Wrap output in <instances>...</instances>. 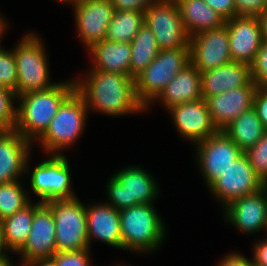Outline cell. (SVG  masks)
I'll return each mask as SVG.
<instances>
[{"instance_id": "obj_1", "label": "cell", "mask_w": 267, "mask_h": 266, "mask_svg": "<svg viewBox=\"0 0 267 266\" xmlns=\"http://www.w3.org/2000/svg\"><path fill=\"white\" fill-rule=\"evenodd\" d=\"M74 81L88 112L93 110L107 116L146 112V108L138 101L135 80L130 75L89 70L87 76L76 77Z\"/></svg>"}, {"instance_id": "obj_2", "label": "cell", "mask_w": 267, "mask_h": 266, "mask_svg": "<svg viewBox=\"0 0 267 266\" xmlns=\"http://www.w3.org/2000/svg\"><path fill=\"white\" fill-rule=\"evenodd\" d=\"M76 90L74 78L59 81L50 89L17 96L15 130L32 144L46 131L61 104Z\"/></svg>"}, {"instance_id": "obj_3", "label": "cell", "mask_w": 267, "mask_h": 266, "mask_svg": "<svg viewBox=\"0 0 267 266\" xmlns=\"http://www.w3.org/2000/svg\"><path fill=\"white\" fill-rule=\"evenodd\" d=\"M119 213L123 251L151 254L159 250L167 235L166 224L154 204H137Z\"/></svg>"}, {"instance_id": "obj_4", "label": "cell", "mask_w": 267, "mask_h": 266, "mask_svg": "<svg viewBox=\"0 0 267 266\" xmlns=\"http://www.w3.org/2000/svg\"><path fill=\"white\" fill-rule=\"evenodd\" d=\"M89 113L85 100L75 90L61 104L46 131L33 146L38 142L45 154L64 155L63 150L73 147L83 134Z\"/></svg>"}, {"instance_id": "obj_5", "label": "cell", "mask_w": 267, "mask_h": 266, "mask_svg": "<svg viewBox=\"0 0 267 266\" xmlns=\"http://www.w3.org/2000/svg\"><path fill=\"white\" fill-rule=\"evenodd\" d=\"M45 48L42 38L34 32L22 35L12 48L17 68L16 96L50 89L57 84L50 81L49 57Z\"/></svg>"}, {"instance_id": "obj_6", "label": "cell", "mask_w": 267, "mask_h": 266, "mask_svg": "<svg viewBox=\"0 0 267 266\" xmlns=\"http://www.w3.org/2000/svg\"><path fill=\"white\" fill-rule=\"evenodd\" d=\"M157 179L149 171L132 165L117 171L107 181L106 203L116 210L137 204H154L160 193Z\"/></svg>"}, {"instance_id": "obj_7", "label": "cell", "mask_w": 267, "mask_h": 266, "mask_svg": "<svg viewBox=\"0 0 267 266\" xmlns=\"http://www.w3.org/2000/svg\"><path fill=\"white\" fill-rule=\"evenodd\" d=\"M190 63V48L160 50L151 64L134 79L138 101L147 108Z\"/></svg>"}, {"instance_id": "obj_8", "label": "cell", "mask_w": 267, "mask_h": 266, "mask_svg": "<svg viewBox=\"0 0 267 266\" xmlns=\"http://www.w3.org/2000/svg\"><path fill=\"white\" fill-rule=\"evenodd\" d=\"M29 159L30 156L25 164V176L29 174V187L39 197V202L77 197L71 186L70 162L66 155L49 154L34 169H30Z\"/></svg>"}, {"instance_id": "obj_9", "label": "cell", "mask_w": 267, "mask_h": 266, "mask_svg": "<svg viewBox=\"0 0 267 266\" xmlns=\"http://www.w3.org/2000/svg\"><path fill=\"white\" fill-rule=\"evenodd\" d=\"M56 225V250L60 252L90 248L87 236L86 206L78 196L44 202Z\"/></svg>"}, {"instance_id": "obj_10", "label": "cell", "mask_w": 267, "mask_h": 266, "mask_svg": "<svg viewBox=\"0 0 267 266\" xmlns=\"http://www.w3.org/2000/svg\"><path fill=\"white\" fill-rule=\"evenodd\" d=\"M145 23L160 50L190 48L176 0H156L145 10Z\"/></svg>"}, {"instance_id": "obj_11", "label": "cell", "mask_w": 267, "mask_h": 266, "mask_svg": "<svg viewBox=\"0 0 267 266\" xmlns=\"http://www.w3.org/2000/svg\"><path fill=\"white\" fill-rule=\"evenodd\" d=\"M198 168L209 188L244 152L223 131L195 144Z\"/></svg>"}, {"instance_id": "obj_12", "label": "cell", "mask_w": 267, "mask_h": 266, "mask_svg": "<svg viewBox=\"0 0 267 266\" xmlns=\"http://www.w3.org/2000/svg\"><path fill=\"white\" fill-rule=\"evenodd\" d=\"M265 186L255 174L248 157L242 154L208 189L223 209L231 201L257 193Z\"/></svg>"}, {"instance_id": "obj_13", "label": "cell", "mask_w": 267, "mask_h": 266, "mask_svg": "<svg viewBox=\"0 0 267 266\" xmlns=\"http://www.w3.org/2000/svg\"><path fill=\"white\" fill-rule=\"evenodd\" d=\"M73 7L78 38L87 50L93 44L105 40L108 25L114 14L111 0H75Z\"/></svg>"}, {"instance_id": "obj_14", "label": "cell", "mask_w": 267, "mask_h": 266, "mask_svg": "<svg viewBox=\"0 0 267 266\" xmlns=\"http://www.w3.org/2000/svg\"><path fill=\"white\" fill-rule=\"evenodd\" d=\"M191 64L200 73L231 62L228 28L203 31L189 38Z\"/></svg>"}, {"instance_id": "obj_15", "label": "cell", "mask_w": 267, "mask_h": 266, "mask_svg": "<svg viewBox=\"0 0 267 266\" xmlns=\"http://www.w3.org/2000/svg\"><path fill=\"white\" fill-rule=\"evenodd\" d=\"M223 218L243 234H267V186L257 193L239 197L223 208Z\"/></svg>"}, {"instance_id": "obj_16", "label": "cell", "mask_w": 267, "mask_h": 266, "mask_svg": "<svg viewBox=\"0 0 267 266\" xmlns=\"http://www.w3.org/2000/svg\"><path fill=\"white\" fill-rule=\"evenodd\" d=\"M56 225L49 207L42 203L36 210L25 245L16 253L21 265L50 259L56 252Z\"/></svg>"}, {"instance_id": "obj_17", "label": "cell", "mask_w": 267, "mask_h": 266, "mask_svg": "<svg viewBox=\"0 0 267 266\" xmlns=\"http://www.w3.org/2000/svg\"><path fill=\"white\" fill-rule=\"evenodd\" d=\"M167 112L171 115L180 137L190 140L193 145L206 140L218 131L212 122L205 99L173 106Z\"/></svg>"}, {"instance_id": "obj_18", "label": "cell", "mask_w": 267, "mask_h": 266, "mask_svg": "<svg viewBox=\"0 0 267 266\" xmlns=\"http://www.w3.org/2000/svg\"><path fill=\"white\" fill-rule=\"evenodd\" d=\"M231 61L251 65L262 42V28L257 16H235L226 21Z\"/></svg>"}, {"instance_id": "obj_19", "label": "cell", "mask_w": 267, "mask_h": 266, "mask_svg": "<svg viewBox=\"0 0 267 266\" xmlns=\"http://www.w3.org/2000/svg\"><path fill=\"white\" fill-rule=\"evenodd\" d=\"M258 85L252 81L246 87L234 88L206 99L212 122L218 130H223L254 104Z\"/></svg>"}, {"instance_id": "obj_20", "label": "cell", "mask_w": 267, "mask_h": 266, "mask_svg": "<svg viewBox=\"0 0 267 266\" xmlns=\"http://www.w3.org/2000/svg\"><path fill=\"white\" fill-rule=\"evenodd\" d=\"M32 146L15 129L0 130V184L17 181L25 175Z\"/></svg>"}, {"instance_id": "obj_21", "label": "cell", "mask_w": 267, "mask_h": 266, "mask_svg": "<svg viewBox=\"0 0 267 266\" xmlns=\"http://www.w3.org/2000/svg\"><path fill=\"white\" fill-rule=\"evenodd\" d=\"M87 236L89 247L96 240L123 250L120 213L108 203L86 204Z\"/></svg>"}, {"instance_id": "obj_22", "label": "cell", "mask_w": 267, "mask_h": 266, "mask_svg": "<svg viewBox=\"0 0 267 266\" xmlns=\"http://www.w3.org/2000/svg\"><path fill=\"white\" fill-rule=\"evenodd\" d=\"M200 75L202 98L205 100L234 88L246 87L252 82L251 66L241 62L231 61Z\"/></svg>"}, {"instance_id": "obj_23", "label": "cell", "mask_w": 267, "mask_h": 266, "mask_svg": "<svg viewBox=\"0 0 267 266\" xmlns=\"http://www.w3.org/2000/svg\"><path fill=\"white\" fill-rule=\"evenodd\" d=\"M202 98L201 75L191 63L182 69L146 108L148 111L156 101L169 110L171 107Z\"/></svg>"}, {"instance_id": "obj_24", "label": "cell", "mask_w": 267, "mask_h": 266, "mask_svg": "<svg viewBox=\"0 0 267 266\" xmlns=\"http://www.w3.org/2000/svg\"><path fill=\"white\" fill-rule=\"evenodd\" d=\"M91 56L89 70H99L131 76V43L114 42L108 40L99 41L87 49Z\"/></svg>"}, {"instance_id": "obj_25", "label": "cell", "mask_w": 267, "mask_h": 266, "mask_svg": "<svg viewBox=\"0 0 267 266\" xmlns=\"http://www.w3.org/2000/svg\"><path fill=\"white\" fill-rule=\"evenodd\" d=\"M183 26L189 37L203 31L221 28L226 20L204 0H176Z\"/></svg>"}, {"instance_id": "obj_26", "label": "cell", "mask_w": 267, "mask_h": 266, "mask_svg": "<svg viewBox=\"0 0 267 266\" xmlns=\"http://www.w3.org/2000/svg\"><path fill=\"white\" fill-rule=\"evenodd\" d=\"M42 202H31L24 209L0 221L4 249L16 254L27 242L35 210Z\"/></svg>"}, {"instance_id": "obj_27", "label": "cell", "mask_w": 267, "mask_h": 266, "mask_svg": "<svg viewBox=\"0 0 267 266\" xmlns=\"http://www.w3.org/2000/svg\"><path fill=\"white\" fill-rule=\"evenodd\" d=\"M223 131L243 152L252 148L266 132L254 107L239 115Z\"/></svg>"}, {"instance_id": "obj_28", "label": "cell", "mask_w": 267, "mask_h": 266, "mask_svg": "<svg viewBox=\"0 0 267 266\" xmlns=\"http://www.w3.org/2000/svg\"><path fill=\"white\" fill-rule=\"evenodd\" d=\"M131 49L130 71L131 76L135 79L151 64L160 51L155 35L146 24L139 29L131 41Z\"/></svg>"}, {"instance_id": "obj_29", "label": "cell", "mask_w": 267, "mask_h": 266, "mask_svg": "<svg viewBox=\"0 0 267 266\" xmlns=\"http://www.w3.org/2000/svg\"><path fill=\"white\" fill-rule=\"evenodd\" d=\"M145 23V13L135 10H115L108 25L105 40L131 43Z\"/></svg>"}, {"instance_id": "obj_30", "label": "cell", "mask_w": 267, "mask_h": 266, "mask_svg": "<svg viewBox=\"0 0 267 266\" xmlns=\"http://www.w3.org/2000/svg\"><path fill=\"white\" fill-rule=\"evenodd\" d=\"M28 192L20 180L0 184V221L32 202Z\"/></svg>"}, {"instance_id": "obj_31", "label": "cell", "mask_w": 267, "mask_h": 266, "mask_svg": "<svg viewBox=\"0 0 267 266\" xmlns=\"http://www.w3.org/2000/svg\"><path fill=\"white\" fill-rule=\"evenodd\" d=\"M244 154L248 157L255 174L267 185V131Z\"/></svg>"}, {"instance_id": "obj_32", "label": "cell", "mask_w": 267, "mask_h": 266, "mask_svg": "<svg viewBox=\"0 0 267 266\" xmlns=\"http://www.w3.org/2000/svg\"><path fill=\"white\" fill-rule=\"evenodd\" d=\"M16 93L0 87V130H13L17 119Z\"/></svg>"}, {"instance_id": "obj_33", "label": "cell", "mask_w": 267, "mask_h": 266, "mask_svg": "<svg viewBox=\"0 0 267 266\" xmlns=\"http://www.w3.org/2000/svg\"><path fill=\"white\" fill-rule=\"evenodd\" d=\"M17 68L13 49H5L0 44V87L16 93Z\"/></svg>"}, {"instance_id": "obj_34", "label": "cell", "mask_w": 267, "mask_h": 266, "mask_svg": "<svg viewBox=\"0 0 267 266\" xmlns=\"http://www.w3.org/2000/svg\"><path fill=\"white\" fill-rule=\"evenodd\" d=\"M90 248L76 251H57L50 259L56 266H92Z\"/></svg>"}, {"instance_id": "obj_35", "label": "cell", "mask_w": 267, "mask_h": 266, "mask_svg": "<svg viewBox=\"0 0 267 266\" xmlns=\"http://www.w3.org/2000/svg\"><path fill=\"white\" fill-rule=\"evenodd\" d=\"M250 66L252 81L260 87H267V41L263 40L255 60Z\"/></svg>"}, {"instance_id": "obj_36", "label": "cell", "mask_w": 267, "mask_h": 266, "mask_svg": "<svg viewBox=\"0 0 267 266\" xmlns=\"http://www.w3.org/2000/svg\"><path fill=\"white\" fill-rule=\"evenodd\" d=\"M236 16L259 17L267 9L266 0H235Z\"/></svg>"}, {"instance_id": "obj_37", "label": "cell", "mask_w": 267, "mask_h": 266, "mask_svg": "<svg viewBox=\"0 0 267 266\" xmlns=\"http://www.w3.org/2000/svg\"><path fill=\"white\" fill-rule=\"evenodd\" d=\"M253 107L257 111L258 118L267 131V87L258 86L254 95Z\"/></svg>"}, {"instance_id": "obj_38", "label": "cell", "mask_w": 267, "mask_h": 266, "mask_svg": "<svg viewBox=\"0 0 267 266\" xmlns=\"http://www.w3.org/2000/svg\"><path fill=\"white\" fill-rule=\"evenodd\" d=\"M226 21L236 16L235 0H204Z\"/></svg>"}, {"instance_id": "obj_39", "label": "cell", "mask_w": 267, "mask_h": 266, "mask_svg": "<svg viewBox=\"0 0 267 266\" xmlns=\"http://www.w3.org/2000/svg\"><path fill=\"white\" fill-rule=\"evenodd\" d=\"M115 10H145L156 0H111Z\"/></svg>"}, {"instance_id": "obj_40", "label": "cell", "mask_w": 267, "mask_h": 266, "mask_svg": "<svg viewBox=\"0 0 267 266\" xmlns=\"http://www.w3.org/2000/svg\"><path fill=\"white\" fill-rule=\"evenodd\" d=\"M217 266H253L252 259L247 258L239 252H228L224 258L218 261Z\"/></svg>"}, {"instance_id": "obj_41", "label": "cell", "mask_w": 267, "mask_h": 266, "mask_svg": "<svg viewBox=\"0 0 267 266\" xmlns=\"http://www.w3.org/2000/svg\"><path fill=\"white\" fill-rule=\"evenodd\" d=\"M252 252L253 266H267V238L255 241Z\"/></svg>"}, {"instance_id": "obj_42", "label": "cell", "mask_w": 267, "mask_h": 266, "mask_svg": "<svg viewBox=\"0 0 267 266\" xmlns=\"http://www.w3.org/2000/svg\"><path fill=\"white\" fill-rule=\"evenodd\" d=\"M261 28H262V37L264 41H267V9L259 16Z\"/></svg>"}, {"instance_id": "obj_43", "label": "cell", "mask_w": 267, "mask_h": 266, "mask_svg": "<svg viewBox=\"0 0 267 266\" xmlns=\"http://www.w3.org/2000/svg\"><path fill=\"white\" fill-rule=\"evenodd\" d=\"M26 266H56L54 262L51 259H45V260H36L33 261Z\"/></svg>"}, {"instance_id": "obj_44", "label": "cell", "mask_w": 267, "mask_h": 266, "mask_svg": "<svg viewBox=\"0 0 267 266\" xmlns=\"http://www.w3.org/2000/svg\"><path fill=\"white\" fill-rule=\"evenodd\" d=\"M7 27H9V26H8L5 18L2 17V15H0V43H1V39L5 35L4 33L6 32Z\"/></svg>"}, {"instance_id": "obj_45", "label": "cell", "mask_w": 267, "mask_h": 266, "mask_svg": "<svg viewBox=\"0 0 267 266\" xmlns=\"http://www.w3.org/2000/svg\"><path fill=\"white\" fill-rule=\"evenodd\" d=\"M9 253H7L6 255L0 257V266H15V264H13L12 259H10Z\"/></svg>"}, {"instance_id": "obj_46", "label": "cell", "mask_w": 267, "mask_h": 266, "mask_svg": "<svg viewBox=\"0 0 267 266\" xmlns=\"http://www.w3.org/2000/svg\"><path fill=\"white\" fill-rule=\"evenodd\" d=\"M6 254H7V251L4 249V246L2 243L1 226H0V257L4 256Z\"/></svg>"}, {"instance_id": "obj_47", "label": "cell", "mask_w": 267, "mask_h": 266, "mask_svg": "<svg viewBox=\"0 0 267 266\" xmlns=\"http://www.w3.org/2000/svg\"><path fill=\"white\" fill-rule=\"evenodd\" d=\"M56 1H58L59 3H68V4H70V3H72L73 1H75V0H56Z\"/></svg>"}, {"instance_id": "obj_48", "label": "cell", "mask_w": 267, "mask_h": 266, "mask_svg": "<svg viewBox=\"0 0 267 266\" xmlns=\"http://www.w3.org/2000/svg\"><path fill=\"white\" fill-rule=\"evenodd\" d=\"M112 266H113V265H112ZM114 266H132V265H129V264H124V263H123V264H122V263L120 264V263H119V264H117V265H116V264H114Z\"/></svg>"}]
</instances>
